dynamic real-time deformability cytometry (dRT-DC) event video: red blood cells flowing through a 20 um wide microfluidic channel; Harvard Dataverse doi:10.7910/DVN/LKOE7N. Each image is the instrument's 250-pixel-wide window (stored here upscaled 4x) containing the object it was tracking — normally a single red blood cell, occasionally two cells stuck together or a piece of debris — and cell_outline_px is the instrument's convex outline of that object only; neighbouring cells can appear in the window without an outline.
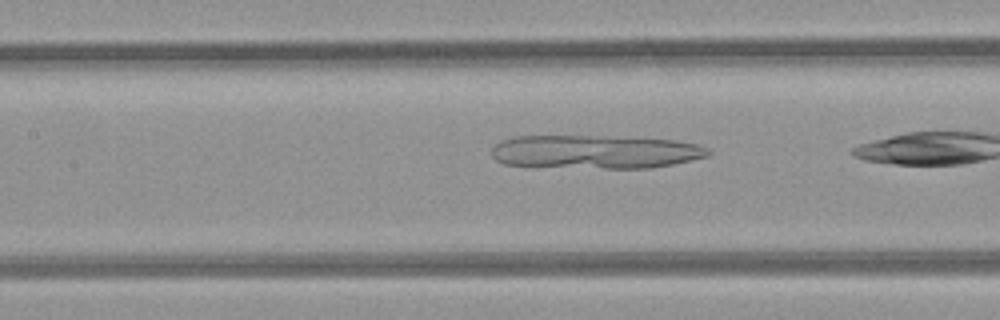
{"species": "common noctule bat (a hibernating species)", "species_latin": "Nyctalus noctula", "temperature_condition": "room temperature", "stored_images_in_passage": 20, "camera_frame_rate_fps": 3000, "um_per_image_px": 0.085, "animal": {"sex": "female", "body_mass_g": 21.9}, "frame": {"image": 1, "passage_image": 6, "time_ms": 1.667, "image_size_px": [1000, 320], "cell_outline_px": [[712, 152], [708, 156], [692, 160], [652, 168], [536, 168], [504, 164], [496, 160], [492, 156], [492, 148], [500, 140], [516, 136], [600, 136], [672, 140], [696, 144], [708, 148]], "centroid_in_image_um": [50.51, 12.93], "position_along_channel_um": 156.9, "area_um2": 43.0}}